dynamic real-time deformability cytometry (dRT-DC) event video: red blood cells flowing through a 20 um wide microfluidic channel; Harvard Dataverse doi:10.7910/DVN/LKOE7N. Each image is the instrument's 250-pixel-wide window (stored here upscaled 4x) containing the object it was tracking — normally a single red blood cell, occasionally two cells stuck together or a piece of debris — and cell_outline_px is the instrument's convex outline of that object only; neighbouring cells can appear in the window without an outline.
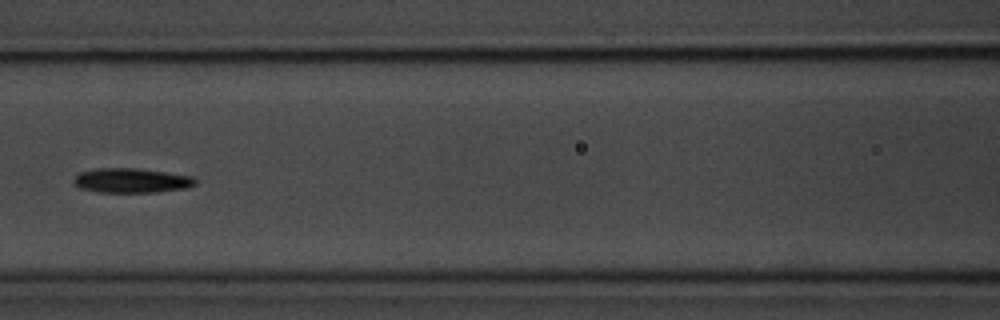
{"species": "common noctule bat (a hibernating species)", "species_latin": "Nyctalus noctula", "temperature_condition": "room temperature", "stored_images_in_passage": 6, "camera_frame_rate_fps": 3000, "um_per_image_px": 0.085, "animal": {"sex": "male", "body_mass_g": 20.1, "forearm_length_mm": 53.5}, "frame": {"image": 1, "passage_image": 6, "time_ms": 5.667, "image_size_px": [1000, 320], "cell_outline_px": [[196, 184], [184, 188], [156, 192], [96, 192], [80, 188], [72, 180], [80, 172], [96, 168], [136, 168], [192, 176], [196, 180]], "centroid_in_image_um": [11.14, 15.34], "position_along_channel_um": 155.5, "area_um2": 17.28}}